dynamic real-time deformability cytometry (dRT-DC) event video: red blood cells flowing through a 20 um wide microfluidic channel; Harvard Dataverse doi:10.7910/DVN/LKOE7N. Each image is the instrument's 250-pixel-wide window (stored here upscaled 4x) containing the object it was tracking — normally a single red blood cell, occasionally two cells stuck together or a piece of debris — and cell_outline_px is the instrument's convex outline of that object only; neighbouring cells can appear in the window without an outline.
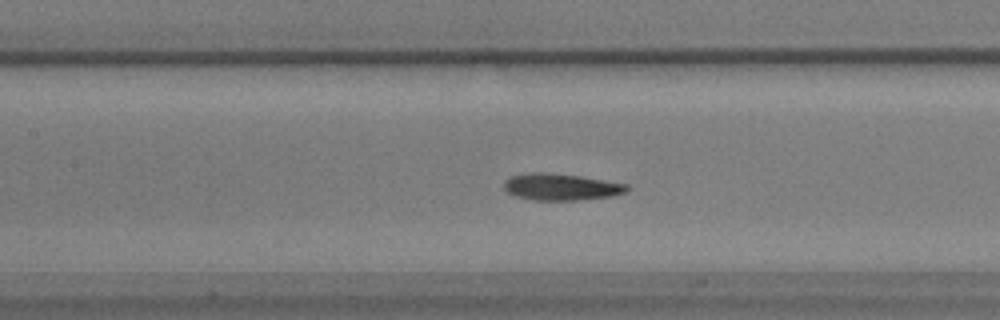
{"species": "common noctule bat (a hibernating species)", "species_latin": "Nyctalus noctula", "temperature_condition": "warm", "stored_images_in_passage": 34, "camera_frame_rate_fps": 3000, "um_per_image_px": 0.085, "animal": {"sex": "male", "body_mass_g": 17.9}, "frame": {"image": 1, "passage_image": 8, "time_ms": 2.333, "image_size_px": [1000, 320], "cell_outline_px": [[632, 188], [628, 192], [612, 196], [576, 200], [532, 200], [516, 196], [508, 192], [504, 188], [504, 180], [508, 176], [528, 172], [544, 172], [580, 176], [628, 184]], "centroid_in_image_um": [47.7, 15.88], "position_along_channel_um": 159.7, "area_um2": 19.36}}
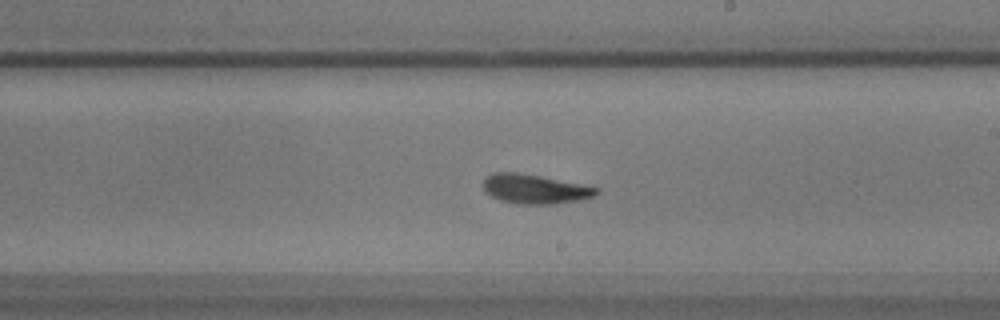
{"frame": {"image": 2, "passage_image": 15, "time_ms": 4.667, "image_size_px": [1000, 320], "cell_outline_px": [[600, 192], [596, 196], [580, 200], [556, 204], [516, 204], [500, 200], [484, 192], [484, 176], [492, 172], [516, 172], [540, 176], [600, 188]], "centroid_in_image_um": [45.46, 16.07], "position_along_channel_um": 243.5, "area_um2": 19.54}}
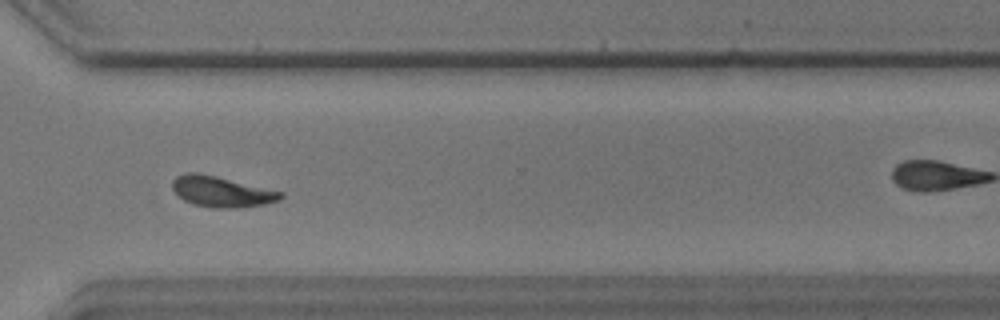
{"frame": {"image": 3, "passage_image": 24, "time_ms": 7.667, "image_size_px": [1000, 320], "cell_outline_px": [[284, 196], [280, 200], [268, 204], [244, 208], [212, 208], [192, 204], [184, 200], [172, 188], [172, 180], [176, 176], [184, 172], [200, 172], [284, 192]], "centroid_in_image_um": [18.86, 16.29], "position_along_channel_um": 351.7, "area_um2": 19.77}}